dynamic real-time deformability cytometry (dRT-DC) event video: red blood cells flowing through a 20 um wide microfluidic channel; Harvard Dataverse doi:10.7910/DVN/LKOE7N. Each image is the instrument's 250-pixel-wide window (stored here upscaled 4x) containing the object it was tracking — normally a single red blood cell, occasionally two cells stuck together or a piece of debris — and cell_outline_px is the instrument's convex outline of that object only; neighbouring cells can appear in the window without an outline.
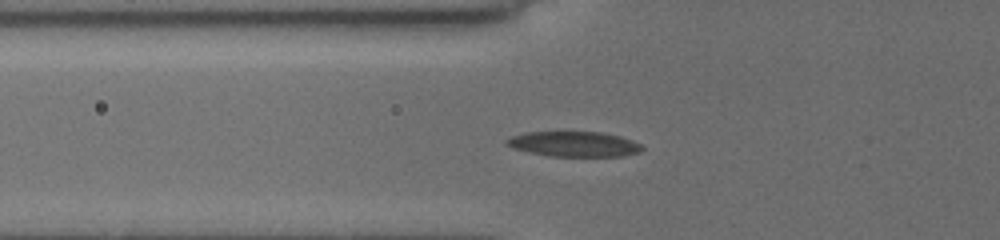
{"species": "common noctule bat (a hibernating species)", "species_latin": "Nyctalus noctula", "temperature_condition": "cold", "stored_images_in_passage": 12, "camera_frame_rate_fps": 3000, "um_per_image_px": 0.085, "animal": {"sex": "female", "body_mass_g": 19.5, "forearm_length_mm": 54.1}, "frame": {"image": 1, "passage_image": 7, "time_ms": 2.0, "image_size_px": [1000, 240], "cell_outline_px": [[644, 148], [640, 152], [624, 156], [548, 156], [528, 152], [512, 148], [504, 144], [504, 140], [512, 136], [524, 132], [600, 132], [620, 136], [640, 144]], "centroid_in_image_um": [48.74, 12.25], "position_along_channel_um": 77.1, "area_um2": 19.94}}
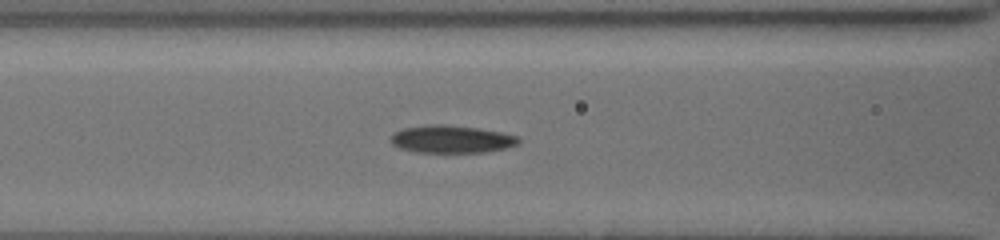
{"frame": {"image": 2, "passage_image": 9, "time_ms": 2.667, "image_size_px": [1000, 240], "cell_outline_px": [[520, 140], [516, 144], [504, 148], [484, 152], [416, 152], [400, 148], [392, 144], [388, 140], [396, 132], [404, 128], [428, 124], [444, 124], [476, 128], [500, 132], [520, 136]], "centroid_in_image_um": [38.35, 11.82], "position_along_channel_um": 128.2, "area_um2": 20.4}}
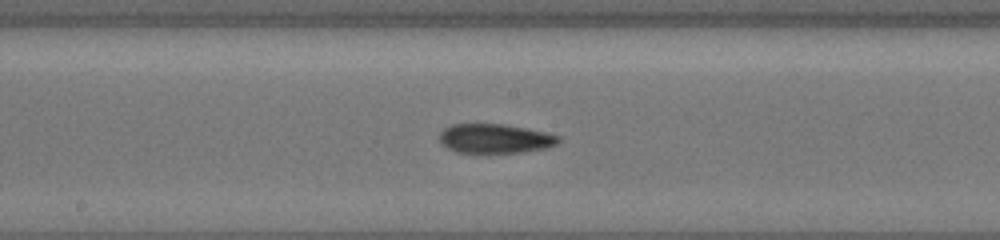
{"frame": {"image": 3, "passage_image": 12, "time_ms": 3.667, "image_size_px": [1000, 240], "cell_outline_px": [[560, 140], [556, 144], [548, 148], [524, 152], [456, 152], [440, 144], [440, 132], [444, 128], [452, 124], [504, 124], [544, 132], [560, 136]], "centroid_in_image_um": [42.07, 11.78], "position_along_channel_um": 206.1, "area_um2": 20.23}}